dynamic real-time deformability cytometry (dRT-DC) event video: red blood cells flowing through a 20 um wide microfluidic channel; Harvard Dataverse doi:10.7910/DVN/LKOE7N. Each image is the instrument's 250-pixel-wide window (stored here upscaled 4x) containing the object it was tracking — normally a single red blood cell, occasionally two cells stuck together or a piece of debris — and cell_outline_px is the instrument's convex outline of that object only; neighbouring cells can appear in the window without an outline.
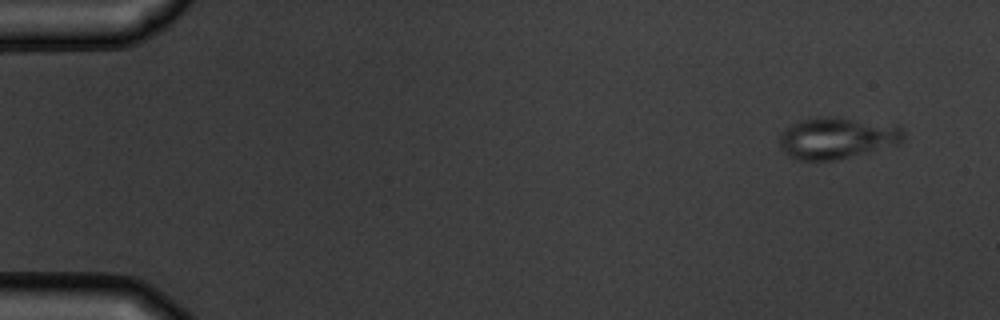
{"species": "common noctule bat (a hibernating species)", "species_latin": "Nyctalus noctula", "temperature_condition": "warm", "stored_images_in_passage": 4, "camera_frame_rate_fps": 3000, "um_per_image_px": 0.085, "animal": {"sex": "male", "body_mass_g": 19.5, "forearm_length_mm": 54.6}, "frame": {"image": 1, "passage_image": 1, "time_ms": 0.0, "image_size_px": [1000, 320], "cell_outline_px": [[904, 136], [900, 144], [832, 160], [796, 160], [788, 156], [780, 148], [780, 136], [784, 128], [808, 116], [836, 116], [900, 124], [904, 132]], "centroid_in_image_um": [71.16, 11.68], "position_along_channel_um": 13.8, "area_um2": 30.63}}